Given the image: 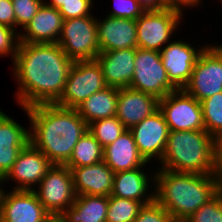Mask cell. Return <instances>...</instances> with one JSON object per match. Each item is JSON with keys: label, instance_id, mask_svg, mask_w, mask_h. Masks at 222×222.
Listing matches in <instances>:
<instances>
[{"label": "cell", "instance_id": "cell-1", "mask_svg": "<svg viewBox=\"0 0 222 222\" xmlns=\"http://www.w3.org/2000/svg\"><path fill=\"white\" fill-rule=\"evenodd\" d=\"M74 61L57 43H19L11 68L21 108L55 104L63 94Z\"/></svg>", "mask_w": 222, "mask_h": 222}, {"label": "cell", "instance_id": "cell-2", "mask_svg": "<svg viewBox=\"0 0 222 222\" xmlns=\"http://www.w3.org/2000/svg\"><path fill=\"white\" fill-rule=\"evenodd\" d=\"M22 110L30 122V143L53 165H65L79 139L88 131V124L76 109L56 104H39Z\"/></svg>", "mask_w": 222, "mask_h": 222}, {"label": "cell", "instance_id": "cell-3", "mask_svg": "<svg viewBox=\"0 0 222 222\" xmlns=\"http://www.w3.org/2000/svg\"><path fill=\"white\" fill-rule=\"evenodd\" d=\"M156 170L154 200L175 222H183L220 191L215 174Z\"/></svg>", "mask_w": 222, "mask_h": 222}, {"label": "cell", "instance_id": "cell-4", "mask_svg": "<svg viewBox=\"0 0 222 222\" xmlns=\"http://www.w3.org/2000/svg\"><path fill=\"white\" fill-rule=\"evenodd\" d=\"M159 169L215 174L216 139L205 130L170 131Z\"/></svg>", "mask_w": 222, "mask_h": 222}, {"label": "cell", "instance_id": "cell-5", "mask_svg": "<svg viewBox=\"0 0 222 222\" xmlns=\"http://www.w3.org/2000/svg\"><path fill=\"white\" fill-rule=\"evenodd\" d=\"M57 44L73 61L95 60L100 53L96 16L64 20Z\"/></svg>", "mask_w": 222, "mask_h": 222}, {"label": "cell", "instance_id": "cell-6", "mask_svg": "<svg viewBox=\"0 0 222 222\" xmlns=\"http://www.w3.org/2000/svg\"><path fill=\"white\" fill-rule=\"evenodd\" d=\"M183 15L184 13L178 10L166 7L144 11L136 19L137 48L160 52L172 41L176 30H179L178 25L182 23Z\"/></svg>", "mask_w": 222, "mask_h": 222}, {"label": "cell", "instance_id": "cell-7", "mask_svg": "<svg viewBox=\"0 0 222 222\" xmlns=\"http://www.w3.org/2000/svg\"><path fill=\"white\" fill-rule=\"evenodd\" d=\"M107 87L101 67L96 60L74 61L65 88L55 103L64 108L76 109L93 93Z\"/></svg>", "mask_w": 222, "mask_h": 222}, {"label": "cell", "instance_id": "cell-8", "mask_svg": "<svg viewBox=\"0 0 222 222\" xmlns=\"http://www.w3.org/2000/svg\"><path fill=\"white\" fill-rule=\"evenodd\" d=\"M184 90L199 102L222 92V46L209 45L200 53Z\"/></svg>", "mask_w": 222, "mask_h": 222}, {"label": "cell", "instance_id": "cell-9", "mask_svg": "<svg viewBox=\"0 0 222 222\" xmlns=\"http://www.w3.org/2000/svg\"><path fill=\"white\" fill-rule=\"evenodd\" d=\"M134 62L135 70L130 88L151 94L158 99L177 90L168 79L160 52L136 48Z\"/></svg>", "mask_w": 222, "mask_h": 222}, {"label": "cell", "instance_id": "cell-10", "mask_svg": "<svg viewBox=\"0 0 222 222\" xmlns=\"http://www.w3.org/2000/svg\"><path fill=\"white\" fill-rule=\"evenodd\" d=\"M33 191L50 215H61L77 196L72 172L66 165H52Z\"/></svg>", "mask_w": 222, "mask_h": 222}, {"label": "cell", "instance_id": "cell-11", "mask_svg": "<svg viewBox=\"0 0 222 222\" xmlns=\"http://www.w3.org/2000/svg\"><path fill=\"white\" fill-rule=\"evenodd\" d=\"M159 110L170 131L205 130L200 102L184 89L159 99Z\"/></svg>", "mask_w": 222, "mask_h": 222}, {"label": "cell", "instance_id": "cell-12", "mask_svg": "<svg viewBox=\"0 0 222 222\" xmlns=\"http://www.w3.org/2000/svg\"><path fill=\"white\" fill-rule=\"evenodd\" d=\"M51 161L30 142L21 150L11 170L2 179L15 182L13 190L33 191L52 167Z\"/></svg>", "mask_w": 222, "mask_h": 222}, {"label": "cell", "instance_id": "cell-13", "mask_svg": "<svg viewBox=\"0 0 222 222\" xmlns=\"http://www.w3.org/2000/svg\"><path fill=\"white\" fill-rule=\"evenodd\" d=\"M206 46L196 49L190 42L173 40L161 49L163 67L177 90L184 89L189 83L196 61Z\"/></svg>", "mask_w": 222, "mask_h": 222}, {"label": "cell", "instance_id": "cell-14", "mask_svg": "<svg viewBox=\"0 0 222 222\" xmlns=\"http://www.w3.org/2000/svg\"><path fill=\"white\" fill-rule=\"evenodd\" d=\"M140 155L148 163L161 161L166 149L169 127L158 109L130 129ZM152 160V161H151Z\"/></svg>", "mask_w": 222, "mask_h": 222}, {"label": "cell", "instance_id": "cell-15", "mask_svg": "<svg viewBox=\"0 0 222 222\" xmlns=\"http://www.w3.org/2000/svg\"><path fill=\"white\" fill-rule=\"evenodd\" d=\"M50 214L34 191L4 190L0 194L1 222H44Z\"/></svg>", "mask_w": 222, "mask_h": 222}, {"label": "cell", "instance_id": "cell-16", "mask_svg": "<svg viewBox=\"0 0 222 222\" xmlns=\"http://www.w3.org/2000/svg\"><path fill=\"white\" fill-rule=\"evenodd\" d=\"M147 164L150 163L147 162L144 166L133 170L116 172L111 195L136 200L143 205L152 203L154 201L155 170L153 174H147L144 171Z\"/></svg>", "mask_w": 222, "mask_h": 222}, {"label": "cell", "instance_id": "cell-17", "mask_svg": "<svg viewBox=\"0 0 222 222\" xmlns=\"http://www.w3.org/2000/svg\"><path fill=\"white\" fill-rule=\"evenodd\" d=\"M100 52L137 48L136 20L105 16L97 19Z\"/></svg>", "mask_w": 222, "mask_h": 222}, {"label": "cell", "instance_id": "cell-18", "mask_svg": "<svg viewBox=\"0 0 222 222\" xmlns=\"http://www.w3.org/2000/svg\"><path fill=\"white\" fill-rule=\"evenodd\" d=\"M159 109V99L130 87L119 88L116 117L130 130Z\"/></svg>", "mask_w": 222, "mask_h": 222}, {"label": "cell", "instance_id": "cell-19", "mask_svg": "<svg viewBox=\"0 0 222 222\" xmlns=\"http://www.w3.org/2000/svg\"><path fill=\"white\" fill-rule=\"evenodd\" d=\"M30 142L29 129L0 109V178L11 170L21 150Z\"/></svg>", "mask_w": 222, "mask_h": 222}, {"label": "cell", "instance_id": "cell-20", "mask_svg": "<svg viewBox=\"0 0 222 222\" xmlns=\"http://www.w3.org/2000/svg\"><path fill=\"white\" fill-rule=\"evenodd\" d=\"M64 18L58 9L45 1L27 26L19 32L22 43H57Z\"/></svg>", "mask_w": 222, "mask_h": 222}, {"label": "cell", "instance_id": "cell-21", "mask_svg": "<svg viewBox=\"0 0 222 222\" xmlns=\"http://www.w3.org/2000/svg\"><path fill=\"white\" fill-rule=\"evenodd\" d=\"M136 48H125L100 52L95 59L101 67L104 80L109 87L130 86L135 70Z\"/></svg>", "mask_w": 222, "mask_h": 222}, {"label": "cell", "instance_id": "cell-22", "mask_svg": "<svg viewBox=\"0 0 222 222\" xmlns=\"http://www.w3.org/2000/svg\"><path fill=\"white\" fill-rule=\"evenodd\" d=\"M68 168L72 172L74 190L77 196L111 195L115 173L104 161L88 166Z\"/></svg>", "mask_w": 222, "mask_h": 222}, {"label": "cell", "instance_id": "cell-23", "mask_svg": "<svg viewBox=\"0 0 222 222\" xmlns=\"http://www.w3.org/2000/svg\"><path fill=\"white\" fill-rule=\"evenodd\" d=\"M103 161L114 173L133 170L147 163L140 155L134 137L128 129L113 143L104 147Z\"/></svg>", "mask_w": 222, "mask_h": 222}, {"label": "cell", "instance_id": "cell-24", "mask_svg": "<svg viewBox=\"0 0 222 222\" xmlns=\"http://www.w3.org/2000/svg\"><path fill=\"white\" fill-rule=\"evenodd\" d=\"M119 88L105 87L83 101L76 111L87 123L116 116Z\"/></svg>", "mask_w": 222, "mask_h": 222}, {"label": "cell", "instance_id": "cell-25", "mask_svg": "<svg viewBox=\"0 0 222 222\" xmlns=\"http://www.w3.org/2000/svg\"><path fill=\"white\" fill-rule=\"evenodd\" d=\"M108 196H76L62 214L64 222H106Z\"/></svg>", "mask_w": 222, "mask_h": 222}, {"label": "cell", "instance_id": "cell-26", "mask_svg": "<svg viewBox=\"0 0 222 222\" xmlns=\"http://www.w3.org/2000/svg\"><path fill=\"white\" fill-rule=\"evenodd\" d=\"M103 147L98 140L87 131L73 148L67 167H82L103 161Z\"/></svg>", "mask_w": 222, "mask_h": 222}, {"label": "cell", "instance_id": "cell-27", "mask_svg": "<svg viewBox=\"0 0 222 222\" xmlns=\"http://www.w3.org/2000/svg\"><path fill=\"white\" fill-rule=\"evenodd\" d=\"M205 131L215 139L222 137V92L200 102Z\"/></svg>", "mask_w": 222, "mask_h": 222}, {"label": "cell", "instance_id": "cell-28", "mask_svg": "<svg viewBox=\"0 0 222 222\" xmlns=\"http://www.w3.org/2000/svg\"><path fill=\"white\" fill-rule=\"evenodd\" d=\"M144 205L136 200L108 196L106 222H133Z\"/></svg>", "mask_w": 222, "mask_h": 222}, {"label": "cell", "instance_id": "cell-29", "mask_svg": "<svg viewBox=\"0 0 222 222\" xmlns=\"http://www.w3.org/2000/svg\"><path fill=\"white\" fill-rule=\"evenodd\" d=\"M126 130L116 116L88 124V131L98 140L103 148L113 143Z\"/></svg>", "mask_w": 222, "mask_h": 222}, {"label": "cell", "instance_id": "cell-30", "mask_svg": "<svg viewBox=\"0 0 222 222\" xmlns=\"http://www.w3.org/2000/svg\"><path fill=\"white\" fill-rule=\"evenodd\" d=\"M183 222H222V191L220 190Z\"/></svg>", "mask_w": 222, "mask_h": 222}, {"label": "cell", "instance_id": "cell-31", "mask_svg": "<svg viewBox=\"0 0 222 222\" xmlns=\"http://www.w3.org/2000/svg\"><path fill=\"white\" fill-rule=\"evenodd\" d=\"M13 4L16 30L25 28L31 19L35 16L44 0H11ZM46 1V0H45ZM19 26V27H18Z\"/></svg>", "mask_w": 222, "mask_h": 222}, {"label": "cell", "instance_id": "cell-32", "mask_svg": "<svg viewBox=\"0 0 222 222\" xmlns=\"http://www.w3.org/2000/svg\"><path fill=\"white\" fill-rule=\"evenodd\" d=\"M19 32L13 28L0 24V57L11 56L14 60L20 43Z\"/></svg>", "mask_w": 222, "mask_h": 222}, {"label": "cell", "instance_id": "cell-33", "mask_svg": "<svg viewBox=\"0 0 222 222\" xmlns=\"http://www.w3.org/2000/svg\"><path fill=\"white\" fill-rule=\"evenodd\" d=\"M133 222H175L169 212L155 200L144 205Z\"/></svg>", "mask_w": 222, "mask_h": 222}, {"label": "cell", "instance_id": "cell-34", "mask_svg": "<svg viewBox=\"0 0 222 222\" xmlns=\"http://www.w3.org/2000/svg\"><path fill=\"white\" fill-rule=\"evenodd\" d=\"M113 9L107 16L136 20L144 9L136 0H114Z\"/></svg>", "mask_w": 222, "mask_h": 222}, {"label": "cell", "instance_id": "cell-35", "mask_svg": "<svg viewBox=\"0 0 222 222\" xmlns=\"http://www.w3.org/2000/svg\"><path fill=\"white\" fill-rule=\"evenodd\" d=\"M94 0H80L63 3L58 9L64 20L92 15Z\"/></svg>", "mask_w": 222, "mask_h": 222}, {"label": "cell", "instance_id": "cell-36", "mask_svg": "<svg viewBox=\"0 0 222 222\" xmlns=\"http://www.w3.org/2000/svg\"><path fill=\"white\" fill-rule=\"evenodd\" d=\"M0 24L16 30V19L11 0H0Z\"/></svg>", "mask_w": 222, "mask_h": 222}, {"label": "cell", "instance_id": "cell-37", "mask_svg": "<svg viewBox=\"0 0 222 222\" xmlns=\"http://www.w3.org/2000/svg\"><path fill=\"white\" fill-rule=\"evenodd\" d=\"M165 7L170 9H175L180 11L181 13H184L185 8L191 9L196 8V6H200V4L203 2L202 0H164ZM184 8V9H183Z\"/></svg>", "mask_w": 222, "mask_h": 222}, {"label": "cell", "instance_id": "cell-38", "mask_svg": "<svg viewBox=\"0 0 222 222\" xmlns=\"http://www.w3.org/2000/svg\"><path fill=\"white\" fill-rule=\"evenodd\" d=\"M219 189L222 191V137L216 139V171Z\"/></svg>", "mask_w": 222, "mask_h": 222}, {"label": "cell", "instance_id": "cell-39", "mask_svg": "<svg viewBox=\"0 0 222 222\" xmlns=\"http://www.w3.org/2000/svg\"><path fill=\"white\" fill-rule=\"evenodd\" d=\"M136 1L144 9V11L160 10L165 8L164 0H136Z\"/></svg>", "mask_w": 222, "mask_h": 222}, {"label": "cell", "instance_id": "cell-40", "mask_svg": "<svg viewBox=\"0 0 222 222\" xmlns=\"http://www.w3.org/2000/svg\"><path fill=\"white\" fill-rule=\"evenodd\" d=\"M70 1H80V0H50V2L46 1V3L53 8L59 9L63 5V3Z\"/></svg>", "mask_w": 222, "mask_h": 222}, {"label": "cell", "instance_id": "cell-41", "mask_svg": "<svg viewBox=\"0 0 222 222\" xmlns=\"http://www.w3.org/2000/svg\"><path fill=\"white\" fill-rule=\"evenodd\" d=\"M44 222H64L61 215H49Z\"/></svg>", "mask_w": 222, "mask_h": 222}]
</instances>
